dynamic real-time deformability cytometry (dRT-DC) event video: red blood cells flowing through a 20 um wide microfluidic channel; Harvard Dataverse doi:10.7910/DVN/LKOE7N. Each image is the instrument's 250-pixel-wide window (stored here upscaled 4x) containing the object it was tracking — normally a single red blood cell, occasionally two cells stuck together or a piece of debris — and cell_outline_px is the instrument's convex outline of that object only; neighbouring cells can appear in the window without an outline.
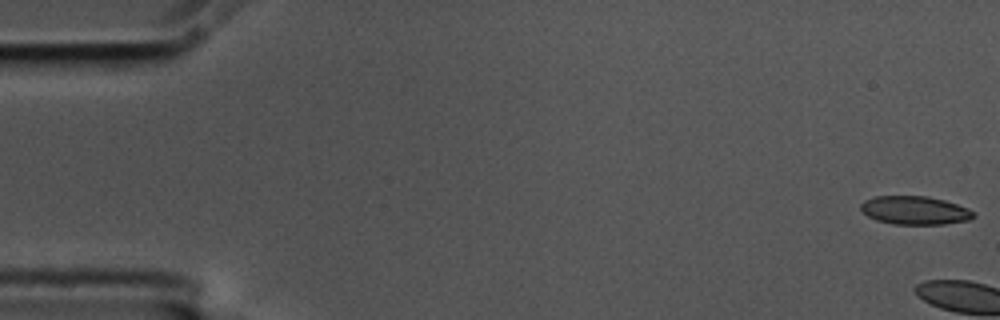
{"species": "common noctule bat (a hibernating species)", "species_latin": "Nyctalus noctula", "temperature_condition": "cold", "stored_images_in_passage": 4, "camera_frame_rate_fps": 3000, "um_per_image_px": 0.085, "animal": {"sex": "male", "body_mass_g": 17.5, "forearm_length_mm": 52.3}, "frame": {"image": 1, "passage_image": 1, "time_ms": 0.0, "image_size_px": [1000, 320], "cell_outline_px": [[976, 216], [968, 220], [944, 224], [892, 224], [876, 220], [868, 216], [860, 208], [860, 204], [864, 200], [876, 196], [928, 196], [944, 200], [968, 208], [976, 212]], "centroid_in_image_um": [77.77, 17.88], "position_along_channel_um": 7.2, "area_um2": 18.73}}